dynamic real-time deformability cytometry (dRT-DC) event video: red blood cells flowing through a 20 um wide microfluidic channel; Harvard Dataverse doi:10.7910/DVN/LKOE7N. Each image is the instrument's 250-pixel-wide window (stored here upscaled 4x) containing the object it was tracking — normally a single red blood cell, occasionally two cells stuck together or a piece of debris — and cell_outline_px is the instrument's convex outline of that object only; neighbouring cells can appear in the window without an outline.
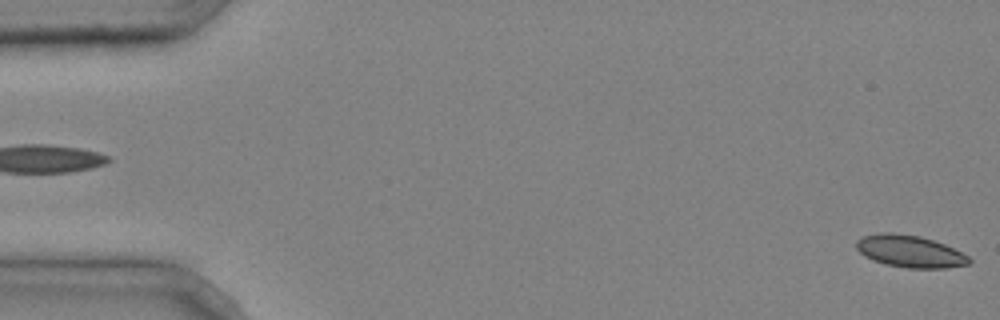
{"species": "common noctule bat (a hibernating species)", "species_latin": "Nyctalus noctula", "temperature_condition": "cold", "stored_images_in_passage": 4, "segment_of_instrument_passage": [2, 2], "camera_frame_rate_fps": 3000, "um_per_image_px": 0.085, "animal": {"sex": "male", "body_mass_g": 20.4}, "frame": {"image": 1, "passage_image": 4, "time_ms": 1.0, "image_size_px": [1000, 320], "cell_outline_px": [[972, 260], [968, 264], [948, 268], [908, 268], [884, 264], [872, 260], [864, 256], [856, 248], [856, 240], [864, 236], [880, 232], [892, 232], [920, 236], [944, 244], [968, 256]], "centroid_in_image_um": [77.31, 21.36], "position_along_channel_um": 7.7, "area_um2": 21.1}}